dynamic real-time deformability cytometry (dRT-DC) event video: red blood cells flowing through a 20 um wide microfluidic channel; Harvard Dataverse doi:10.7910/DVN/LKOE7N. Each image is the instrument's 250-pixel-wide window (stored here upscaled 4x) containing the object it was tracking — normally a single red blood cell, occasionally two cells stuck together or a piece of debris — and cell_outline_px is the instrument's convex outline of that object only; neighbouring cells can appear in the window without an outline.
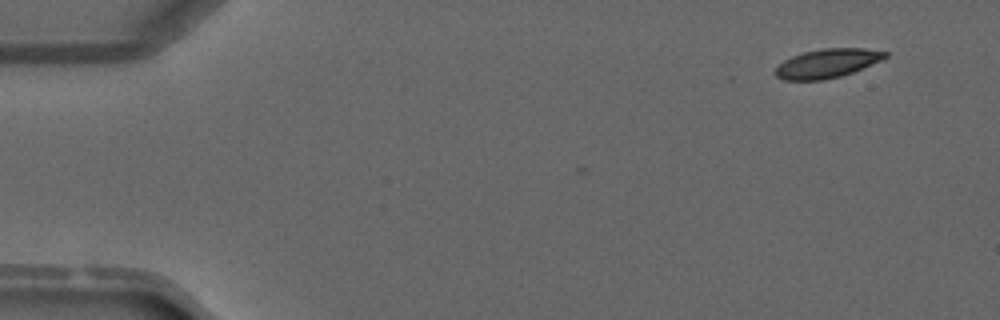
{"species": "common noctule bat (a hibernating species)", "species_latin": "Nyctalus noctula", "temperature_condition": "warm", "stored_images_in_passage": 2, "camera_frame_rate_fps": 3000, "um_per_image_px": 0.085, "animal": {"sex": "male", "forearm_length_mm": 52.5}, "frame": {"image": 1, "passage_image": 2, "time_ms": 1.0, "image_size_px": [1000, 320], "cell_outline_px": [[888, 56], [884, 60], [852, 72], [840, 76], [824, 80], [784, 80], [776, 76], [772, 72], [784, 60], [792, 56], [804, 52], [820, 48], [864, 48], [888, 52]], "centroid_in_image_um": [70.33, 5.38], "position_along_channel_um": 14.7, "area_um2": 18.67}}